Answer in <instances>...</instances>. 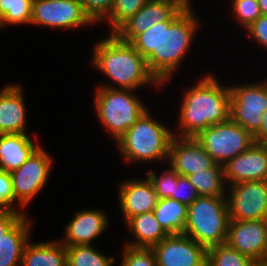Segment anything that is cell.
<instances>
[{
	"label": "cell",
	"mask_w": 267,
	"mask_h": 266,
	"mask_svg": "<svg viewBox=\"0 0 267 266\" xmlns=\"http://www.w3.org/2000/svg\"><path fill=\"white\" fill-rule=\"evenodd\" d=\"M84 12L95 23L102 22L109 14L115 0H80Z\"/></svg>",
	"instance_id": "cell-34"
},
{
	"label": "cell",
	"mask_w": 267,
	"mask_h": 266,
	"mask_svg": "<svg viewBox=\"0 0 267 266\" xmlns=\"http://www.w3.org/2000/svg\"><path fill=\"white\" fill-rule=\"evenodd\" d=\"M232 3L234 17L244 29L262 15L257 0H233Z\"/></svg>",
	"instance_id": "cell-32"
},
{
	"label": "cell",
	"mask_w": 267,
	"mask_h": 266,
	"mask_svg": "<svg viewBox=\"0 0 267 266\" xmlns=\"http://www.w3.org/2000/svg\"><path fill=\"white\" fill-rule=\"evenodd\" d=\"M126 224L135 237L134 242L130 241L125 244L127 246L152 248L168 236L153 211L131 217Z\"/></svg>",
	"instance_id": "cell-22"
},
{
	"label": "cell",
	"mask_w": 267,
	"mask_h": 266,
	"mask_svg": "<svg viewBox=\"0 0 267 266\" xmlns=\"http://www.w3.org/2000/svg\"><path fill=\"white\" fill-rule=\"evenodd\" d=\"M21 266H67L66 246L58 240L28 242L23 250Z\"/></svg>",
	"instance_id": "cell-23"
},
{
	"label": "cell",
	"mask_w": 267,
	"mask_h": 266,
	"mask_svg": "<svg viewBox=\"0 0 267 266\" xmlns=\"http://www.w3.org/2000/svg\"><path fill=\"white\" fill-rule=\"evenodd\" d=\"M194 14L188 0L168 21L155 23L131 42L160 85L171 80L192 45L199 27Z\"/></svg>",
	"instance_id": "cell-1"
},
{
	"label": "cell",
	"mask_w": 267,
	"mask_h": 266,
	"mask_svg": "<svg viewBox=\"0 0 267 266\" xmlns=\"http://www.w3.org/2000/svg\"><path fill=\"white\" fill-rule=\"evenodd\" d=\"M120 266H157L152 248L125 245Z\"/></svg>",
	"instance_id": "cell-30"
},
{
	"label": "cell",
	"mask_w": 267,
	"mask_h": 266,
	"mask_svg": "<svg viewBox=\"0 0 267 266\" xmlns=\"http://www.w3.org/2000/svg\"><path fill=\"white\" fill-rule=\"evenodd\" d=\"M133 91L102 86L96 89L94 105L98 120L115 141L149 110Z\"/></svg>",
	"instance_id": "cell-6"
},
{
	"label": "cell",
	"mask_w": 267,
	"mask_h": 266,
	"mask_svg": "<svg viewBox=\"0 0 267 266\" xmlns=\"http://www.w3.org/2000/svg\"><path fill=\"white\" fill-rule=\"evenodd\" d=\"M199 196L200 195L194 185L189 182L187 177L178 175L174 179V193L171 199L177 200L188 207Z\"/></svg>",
	"instance_id": "cell-33"
},
{
	"label": "cell",
	"mask_w": 267,
	"mask_h": 266,
	"mask_svg": "<svg viewBox=\"0 0 267 266\" xmlns=\"http://www.w3.org/2000/svg\"><path fill=\"white\" fill-rule=\"evenodd\" d=\"M195 138L212 159L221 165L255 143L253 135L231 119L209 126Z\"/></svg>",
	"instance_id": "cell-7"
},
{
	"label": "cell",
	"mask_w": 267,
	"mask_h": 266,
	"mask_svg": "<svg viewBox=\"0 0 267 266\" xmlns=\"http://www.w3.org/2000/svg\"><path fill=\"white\" fill-rule=\"evenodd\" d=\"M33 0H0V27L30 24Z\"/></svg>",
	"instance_id": "cell-27"
},
{
	"label": "cell",
	"mask_w": 267,
	"mask_h": 266,
	"mask_svg": "<svg viewBox=\"0 0 267 266\" xmlns=\"http://www.w3.org/2000/svg\"><path fill=\"white\" fill-rule=\"evenodd\" d=\"M108 222L101 210L76 211V216L66 225L65 238L59 241L65 246L92 245V241L105 232Z\"/></svg>",
	"instance_id": "cell-18"
},
{
	"label": "cell",
	"mask_w": 267,
	"mask_h": 266,
	"mask_svg": "<svg viewBox=\"0 0 267 266\" xmlns=\"http://www.w3.org/2000/svg\"><path fill=\"white\" fill-rule=\"evenodd\" d=\"M157 266H207V248L184 235H168L152 247Z\"/></svg>",
	"instance_id": "cell-13"
},
{
	"label": "cell",
	"mask_w": 267,
	"mask_h": 266,
	"mask_svg": "<svg viewBox=\"0 0 267 266\" xmlns=\"http://www.w3.org/2000/svg\"><path fill=\"white\" fill-rule=\"evenodd\" d=\"M95 44L91 62L115 83L113 86H100L134 91L144 85L161 87L149 72L145 58L131 43L122 41L115 33H110L107 38Z\"/></svg>",
	"instance_id": "cell-3"
},
{
	"label": "cell",
	"mask_w": 267,
	"mask_h": 266,
	"mask_svg": "<svg viewBox=\"0 0 267 266\" xmlns=\"http://www.w3.org/2000/svg\"><path fill=\"white\" fill-rule=\"evenodd\" d=\"M262 15H267V0H257Z\"/></svg>",
	"instance_id": "cell-39"
},
{
	"label": "cell",
	"mask_w": 267,
	"mask_h": 266,
	"mask_svg": "<svg viewBox=\"0 0 267 266\" xmlns=\"http://www.w3.org/2000/svg\"><path fill=\"white\" fill-rule=\"evenodd\" d=\"M119 186V205L126 222L136 215L152 212L157 205L154 186L147 176L144 180H126Z\"/></svg>",
	"instance_id": "cell-17"
},
{
	"label": "cell",
	"mask_w": 267,
	"mask_h": 266,
	"mask_svg": "<svg viewBox=\"0 0 267 266\" xmlns=\"http://www.w3.org/2000/svg\"><path fill=\"white\" fill-rule=\"evenodd\" d=\"M153 214L168 235L184 234L187 219L185 204L171 198L158 199Z\"/></svg>",
	"instance_id": "cell-24"
},
{
	"label": "cell",
	"mask_w": 267,
	"mask_h": 266,
	"mask_svg": "<svg viewBox=\"0 0 267 266\" xmlns=\"http://www.w3.org/2000/svg\"><path fill=\"white\" fill-rule=\"evenodd\" d=\"M66 262L67 266H113L115 259L85 244L66 246Z\"/></svg>",
	"instance_id": "cell-26"
},
{
	"label": "cell",
	"mask_w": 267,
	"mask_h": 266,
	"mask_svg": "<svg viewBox=\"0 0 267 266\" xmlns=\"http://www.w3.org/2000/svg\"><path fill=\"white\" fill-rule=\"evenodd\" d=\"M187 178L200 196L227 197L224 165L216 163L213 167L194 172Z\"/></svg>",
	"instance_id": "cell-25"
},
{
	"label": "cell",
	"mask_w": 267,
	"mask_h": 266,
	"mask_svg": "<svg viewBox=\"0 0 267 266\" xmlns=\"http://www.w3.org/2000/svg\"><path fill=\"white\" fill-rule=\"evenodd\" d=\"M148 1L149 0H115L110 14L103 20L109 21V25L111 26L110 33H115Z\"/></svg>",
	"instance_id": "cell-29"
},
{
	"label": "cell",
	"mask_w": 267,
	"mask_h": 266,
	"mask_svg": "<svg viewBox=\"0 0 267 266\" xmlns=\"http://www.w3.org/2000/svg\"><path fill=\"white\" fill-rule=\"evenodd\" d=\"M15 202L11 174L10 172L0 170V209L17 210Z\"/></svg>",
	"instance_id": "cell-35"
},
{
	"label": "cell",
	"mask_w": 267,
	"mask_h": 266,
	"mask_svg": "<svg viewBox=\"0 0 267 266\" xmlns=\"http://www.w3.org/2000/svg\"><path fill=\"white\" fill-rule=\"evenodd\" d=\"M23 211L0 209V238L7 233L23 216Z\"/></svg>",
	"instance_id": "cell-37"
},
{
	"label": "cell",
	"mask_w": 267,
	"mask_h": 266,
	"mask_svg": "<svg viewBox=\"0 0 267 266\" xmlns=\"http://www.w3.org/2000/svg\"><path fill=\"white\" fill-rule=\"evenodd\" d=\"M202 78L183 94L177 125L180 130L175 136L196 137L209 126L230 119L229 86L220 85L213 74Z\"/></svg>",
	"instance_id": "cell-2"
},
{
	"label": "cell",
	"mask_w": 267,
	"mask_h": 266,
	"mask_svg": "<svg viewBox=\"0 0 267 266\" xmlns=\"http://www.w3.org/2000/svg\"><path fill=\"white\" fill-rule=\"evenodd\" d=\"M255 263L227 243L207 248V266H254Z\"/></svg>",
	"instance_id": "cell-28"
},
{
	"label": "cell",
	"mask_w": 267,
	"mask_h": 266,
	"mask_svg": "<svg viewBox=\"0 0 267 266\" xmlns=\"http://www.w3.org/2000/svg\"><path fill=\"white\" fill-rule=\"evenodd\" d=\"M230 88V119L252 135L259 129L267 111V80L233 85Z\"/></svg>",
	"instance_id": "cell-8"
},
{
	"label": "cell",
	"mask_w": 267,
	"mask_h": 266,
	"mask_svg": "<svg viewBox=\"0 0 267 266\" xmlns=\"http://www.w3.org/2000/svg\"><path fill=\"white\" fill-rule=\"evenodd\" d=\"M94 22L84 12L80 0H33L31 25L72 29Z\"/></svg>",
	"instance_id": "cell-10"
},
{
	"label": "cell",
	"mask_w": 267,
	"mask_h": 266,
	"mask_svg": "<svg viewBox=\"0 0 267 266\" xmlns=\"http://www.w3.org/2000/svg\"><path fill=\"white\" fill-rule=\"evenodd\" d=\"M254 266H267V262H256Z\"/></svg>",
	"instance_id": "cell-40"
},
{
	"label": "cell",
	"mask_w": 267,
	"mask_h": 266,
	"mask_svg": "<svg viewBox=\"0 0 267 266\" xmlns=\"http://www.w3.org/2000/svg\"><path fill=\"white\" fill-rule=\"evenodd\" d=\"M31 219L24 215L0 238V266H21L23 250L29 242Z\"/></svg>",
	"instance_id": "cell-21"
},
{
	"label": "cell",
	"mask_w": 267,
	"mask_h": 266,
	"mask_svg": "<svg viewBox=\"0 0 267 266\" xmlns=\"http://www.w3.org/2000/svg\"><path fill=\"white\" fill-rule=\"evenodd\" d=\"M226 243L255 262H266L267 219L229 220Z\"/></svg>",
	"instance_id": "cell-12"
},
{
	"label": "cell",
	"mask_w": 267,
	"mask_h": 266,
	"mask_svg": "<svg viewBox=\"0 0 267 266\" xmlns=\"http://www.w3.org/2000/svg\"><path fill=\"white\" fill-rule=\"evenodd\" d=\"M226 183L267 180V144L254 143L224 164Z\"/></svg>",
	"instance_id": "cell-16"
},
{
	"label": "cell",
	"mask_w": 267,
	"mask_h": 266,
	"mask_svg": "<svg viewBox=\"0 0 267 266\" xmlns=\"http://www.w3.org/2000/svg\"><path fill=\"white\" fill-rule=\"evenodd\" d=\"M168 163L174 171L185 177L216 164L195 137L175 135L169 146Z\"/></svg>",
	"instance_id": "cell-15"
},
{
	"label": "cell",
	"mask_w": 267,
	"mask_h": 266,
	"mask_svg": "<svg viewBox=\"0 0 267 266\" xmlns=\"http://www.w3.org/2000/svg\"><path fill=\"white\" fill-rule=\"evenodd\" d=\"M229 220L227 197L199 196L187 207L184 235L206 248L224 244Z\"/></svg>",
	"instance_id": "cell-5"
},
{
	"label": "cell",
	"mask_w": 267,
	"mask_h": 266,
	"mask_svg": "<svg viewBox=\"0 0 267 266\" xmlns=\"http://www.w3.org/2000/svg\"><path fill=\"white\" fill-rule=\"evenodd\" d=\"M188 0H149L139 11L127 20L115 34L131 43L155 23L168 21Z\"/></svg>",
	"instance_id": "cell-14"
},
{
	"label": "cell",
	"mask_w": 267,
	"mask_h": 266,
	"mask_svg": "<svg viewBox=\"0 0 267 266\" xmlns=\"http://www.w3.org/2000/svg\"><path fill=\"white\" fill-rule=\"evenodd\" d=\"M173 136L174 132L146 110L116 142L126 162H166Z\"/></svg>",
	"instance_id": "cell-4"
},
{
	"label": "cell",
	"mask_w": 267,
	"mask_h": 266,
	"mask_svg": "<svg viewBox=\"0 0 267 266\" xmlns=\"http://www.w3.org/2000/svg\"><path fill=\"white\" fill-rule=\"evenodd\" d=\"M26 118L21 86L6 85L0 90V134H27Z\"/></svg>",
	"instance_id": "cell-19"
},
{
	"label": "cell",
	"mask_w": 267,
	"mask_h": 266,
	"mask_svg": "<svg viewBox=\"0 0 267 266\" xmlns=\"http://www.w3.org/2000/svg\"><path fill=\"white\" fill-rule=\"evenodd\" d=\"M251 38L259 45L267 49V15H261L250 26L246 28Z\"/></svg>",
	"instance_id": "cell-36"
},
{
	"label": "cell",
	"mask_w": 267,
	"mask_h": 266,
	"mask_svg": "<svg viewBox=\"0 0 267 266\" xmlns=\"http://www.w3.org/2000/svg\"><path fill=\"white\" fill-rule=\"evenodd\" d=\"M52 163L51 156L40 145L24 164L10 172L15 201L22 209L44 188Z\"/></svg>",
	"instance_id": "cell-9"
},
{
	"label": "cell",
	"mask_w": 267,
	"mask_h": 266,
	"mask_svg": "<svg viewBox=\"0 0 267 266\" xmlns=\"http://www.w3.org/2000/svg\"><path fill=\"white\" fill-rule=\"evenodd\" d=\"M39 146L27 134H0V170L11 172L19 168Z\"/></svg>",
	"instance_id": "cell-20"
},
{
	"label": "cell",
	"mask_w": 267,
	"mask_h": 266,
	"mask_svg": "<svg viewBox=\"0 0 267 266\" xmlns=\"http://www.w3.org/2000/svg\"><path fill=\"white\" fill-rule=\"evenodd\" d=\"M227 204L230 220L267 219V180L229 185Z\"/></svg>",
	"instance_id": "cell-11"
},
{
	"label": "cell",
	"mask_w": 267,
	"mask_h": 266,
	"mask_svg": "<svg viewBox=\"0 0 267 266\" xmlns=\"http://www.w3.org/2000/svg\"><path fill=\"white\" fill-rule=\"evenodd\" d=\"M254 142L267 144V111L263 113V118L259 129L253 134Z\"/></svg>",
	"instance_id": "cell-38"
},
{
	"label": "cell",
	"mask_w": 267,
	"mask_h": 266,
	"mask_svg": "<svg viewBox=\"0 0 267 266\" xmlns=\"http://www.w3.org/2000/svg\"><path fill=\"white\" fill-rule=\"evenodd\" d=\"M146 175L152 182L158 199L172 197L174 179L179 175L176 171L169 166V169H166L159 177L153 170H149Z\"/></svg>",
	"instance_id": "cell-31"
}]
</instances>
